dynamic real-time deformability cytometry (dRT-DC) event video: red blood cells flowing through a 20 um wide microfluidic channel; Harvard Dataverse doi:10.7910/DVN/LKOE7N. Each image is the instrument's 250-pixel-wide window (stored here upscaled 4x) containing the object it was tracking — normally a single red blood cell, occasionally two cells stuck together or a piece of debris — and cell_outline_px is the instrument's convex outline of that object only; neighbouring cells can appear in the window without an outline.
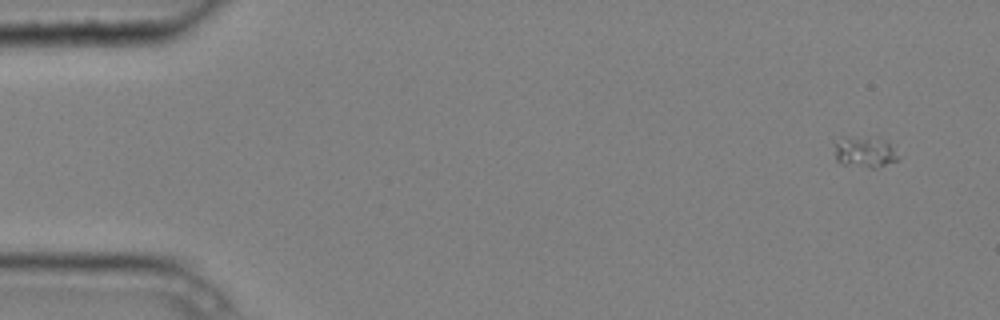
{"species": "common noctule bat (a hibernating species)", "species_latin": "Nyctalus noctula", "temperature_condition": "cold", "stored_images_in_passage": 5, "camera_frame_rate_fps": 3000, "um_per_image_px": 0.085, "animal": {"sex": "male", "body_mass_g": 20.4}, "frame": {"image": 1, "passage_image": 1, "time_ms": 0.0, "image_size_px": [1000, 320], "cell_outline_px": [[900, 156], [896, 160], [876, 168], [872, 168], [840, 164], [836, 160], [836, 144], [844, 136], [876, 136], [888, 144]], "centroid_in_image_um": [73.49, 12.91], "position_along_channel_um": 11.5, "area_um2": 11.5}}